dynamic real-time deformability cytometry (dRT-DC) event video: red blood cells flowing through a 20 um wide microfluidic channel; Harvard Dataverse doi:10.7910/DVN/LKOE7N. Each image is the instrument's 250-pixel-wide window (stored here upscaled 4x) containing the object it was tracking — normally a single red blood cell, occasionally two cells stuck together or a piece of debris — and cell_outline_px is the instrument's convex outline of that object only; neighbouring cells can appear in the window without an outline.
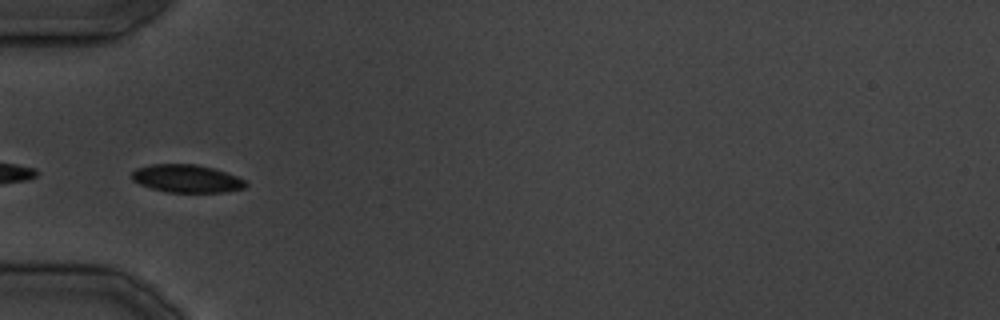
{"species": "common noctule bat (a hibernating species)", "species_latin": "Nyctalus noctula", "temperature_condition": "cold", "stored_images_in_passage": 8, "camera_frame_rate_fps": 3000, "um_per_image_px": 0.085, "animal": {"sex": "male", "body_mass_g": 19.5, "forearm_length_mm": 54.6}, "frame": {"image": 1, "passage_image": 4, "time_ms": 3.667, "image_size_px": [1000, 320], "cell_outline_px": [[248, 184], [244, 188], [224, 192], [164, 192], [140, 184], [132, 180], [132, 172], [136, 168], [152, 164], [196, 164], [212, 168], [236, 176], [244, 180]], "centroid_in_image_um": [15.85, 15.18], "position_along_channel_um": 69.2, "area_um2": 18.38}}